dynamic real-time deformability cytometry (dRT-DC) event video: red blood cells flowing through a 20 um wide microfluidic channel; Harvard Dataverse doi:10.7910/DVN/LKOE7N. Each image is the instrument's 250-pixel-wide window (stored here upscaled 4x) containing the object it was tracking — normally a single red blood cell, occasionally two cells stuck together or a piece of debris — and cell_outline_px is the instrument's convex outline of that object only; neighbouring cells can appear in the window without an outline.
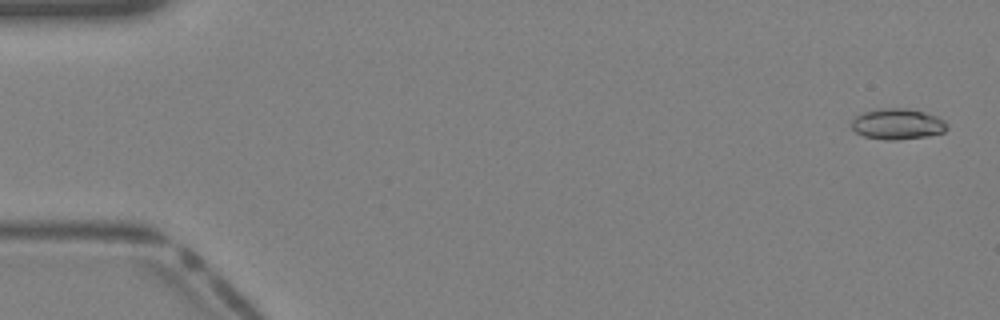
{"species": "Egyptian fruit bat (a non-hibernating species)", "species_latin": "Rousettus aegyptiacus", "temperature_condition": "warm", "stored_images_in_passage": 40, "camera_frame_rate_fps": 3000, "um_per_image_px": 0.085, "animal": {"sex": "female"}, "frame": {"image": 1, "passage_image": 2, "time_ms": 0.333, "image_size_px": [1000, 320], "cell_outline_px": [[948, 128], [944, 132], [928, 136], [896, 140], [884, 140], [864, 136], [856, 132], [852, 128], [852, 120], [856, 116], [864, 112], [880, 108], [904, 108], [924, 112], [936, 116], [944, 120], [948, 124]], "centroid_in_image_um": [76.3, 10.55], "position_along_channel_um": 8.7, "area_um2": 17.17}}
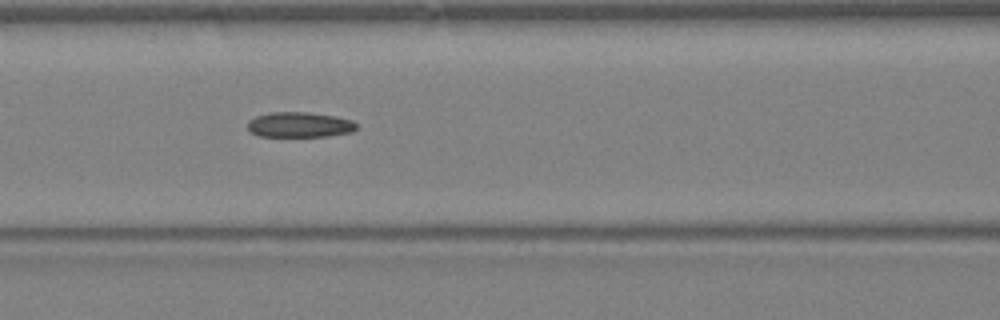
{"frame": {"image": 2, "passage_image": 18, "time_ms": 5.667, "image_size_px": [1000, 320], "cell_outline_px": [[356, 128], [352, 132], [328, 136], [256, 136], [248, 128], [248, 120], [256, 116], [272, 112], [308, 112], [336, 116], [352, 120], [356, 124]], "centroid_in_image_um": [25.46, 10.6], "position_along_channel_um": 141.1, "area_um2": 16.01}}
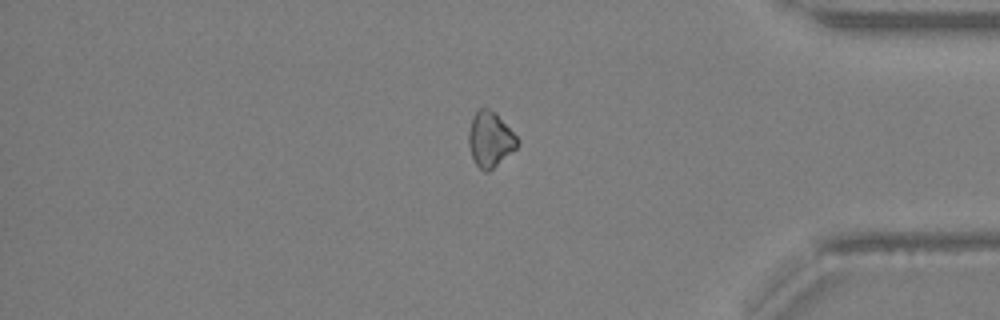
{"frame": {"image": 3, "passage_image": 34, "time_ms": 11.0, "image_size_px": [1000, 320], "cell_outline_px": [[520, 144], [516, 148], [488, 172], [484, 172], [476, 164], [472, 156], [468, 144], [468, 132], [472, 116], [480, 108], [488, 108], [496, 112], [520, 140]], "centroid_in_image_um": [41.66, 11.82], "position_along_channel_um": 393.5, "area_um2": 15.72}}